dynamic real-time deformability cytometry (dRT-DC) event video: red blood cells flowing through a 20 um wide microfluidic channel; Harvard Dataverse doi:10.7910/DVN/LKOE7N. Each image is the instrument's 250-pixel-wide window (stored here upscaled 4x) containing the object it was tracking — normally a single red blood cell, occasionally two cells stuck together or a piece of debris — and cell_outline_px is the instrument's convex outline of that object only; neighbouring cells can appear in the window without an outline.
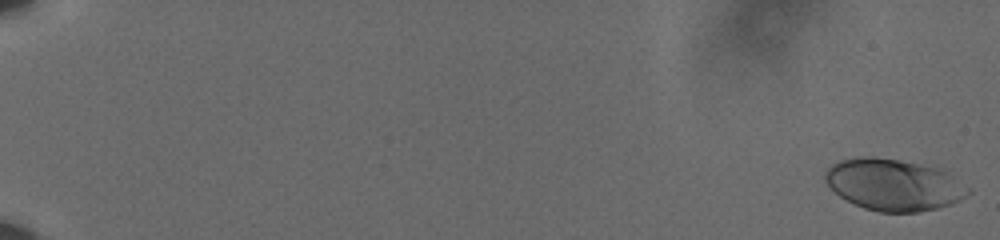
{"species": "human", "species_latin": "Homo sapiens", "temperature_condition": "cold", "stored_images_in_passage": 60, "camera_frame_rate_fps": 3000, "um_per_image_px": 0.085, "donor": {"sex": "male"}, "frame": {"image": 1, "passage_image": 1, "time_ms": 0.0, "image_size_px": [1000, 240], "cell_outline_px": [[972, 192], [960, 200], [952, 204], [920, 212], [880, 212], [864, 208], [840, 196], [824, 180], [824, 176], [828, 168], [832, 164], [840, 160], [860, 156], [872, 156], [900, 160], [940, 168], [968, 188]], "centroid_in_image_um": [75.96, 15.7], "position_along_channel_um": 9.0, "area_um2": 42.71}}
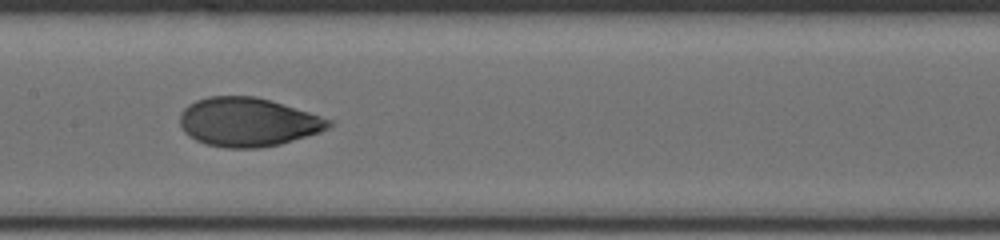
{"frame": {"image": 2, "passage_image": 34, "time_ms": 11.0, "image_size_px": [1000, 240], "cell_outline_px": [[332, 124], [328, 128], [320, 132], [280, 144], [260, 148], [224, 148], [204, 144], [188, 136], [184, 132], [180, 124], [180, 112], [188, 104], [196, 100], [208, 96], [256, 96], [308, 112], [332, 120]], "centroid_in_image_um": [21.02, 10.38], "position_along_channel_um": 186.4, "area_um2": 42.37}}
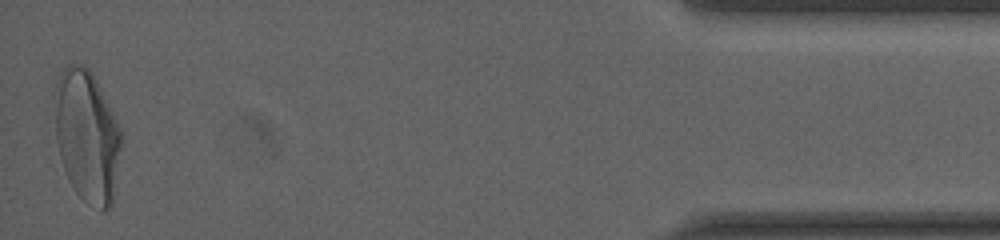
{"frame": {"image": 3, "passage_image": 60, "time_ms": 19.667, "image_size_px": [1000, 240], "cell_outline_px": [[120, 148], [112, 204], [104, 212], [100, 212], [84, 200], [76, 192], [68, 180], [60, 156], [56, 136], [56, 80], [60, 72], [68, 64], [84, 64], [92, 72], [120, 128]], "centroid_in_image_um": [7.39, 11.57], "position_along_channel_um": 427.8, "area_um2": 50.46}, "authors_computed_cell_mechanics": {"area_um2": 41.8183, "velocity_mm_per_s": 3.5902, "shape_relaxation_time_tau1_ms": 3.8859, "shape_relaxation_time_tau2_ms": null, "deformation_change_tau1": 0.1736, "deformation_change_tau2": null}}